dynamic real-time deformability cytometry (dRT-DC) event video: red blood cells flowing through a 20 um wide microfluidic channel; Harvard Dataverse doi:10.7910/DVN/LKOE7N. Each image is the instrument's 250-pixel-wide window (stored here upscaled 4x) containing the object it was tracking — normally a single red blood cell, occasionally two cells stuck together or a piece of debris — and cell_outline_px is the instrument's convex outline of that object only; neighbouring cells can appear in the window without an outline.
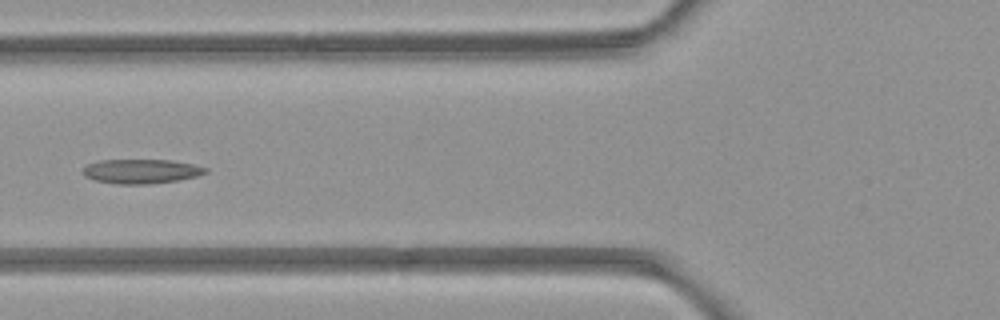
{"species": "common noctule bat (a hibernating species)", "species_latin": "Nyctalus noctula", "temperature_condition": "room temperature", "stored_images_in_passage": 5, "camera_frame_rate_fps": 3000, "um_per_image_px": 0.085, "animal": {"sex": "female", "body_mass_g": 21.9}, "frame": {"image": 1, "passage_image": 5, "time_ms": 4.667, "image_size_px": [1000, 320], "cell_outline_px": [[208, 172], [196, 176], [176, 180], [148, 184], [116, 184], [96, 180], [84, 176], [80, 172], [88, 164], [100, 160], [172, 160], [196, 164], [208, 168]], "centroid_in_image_um": [12.01, 14.55], "position_along_channel_um": 113.8, "area_um2": 17.46}}